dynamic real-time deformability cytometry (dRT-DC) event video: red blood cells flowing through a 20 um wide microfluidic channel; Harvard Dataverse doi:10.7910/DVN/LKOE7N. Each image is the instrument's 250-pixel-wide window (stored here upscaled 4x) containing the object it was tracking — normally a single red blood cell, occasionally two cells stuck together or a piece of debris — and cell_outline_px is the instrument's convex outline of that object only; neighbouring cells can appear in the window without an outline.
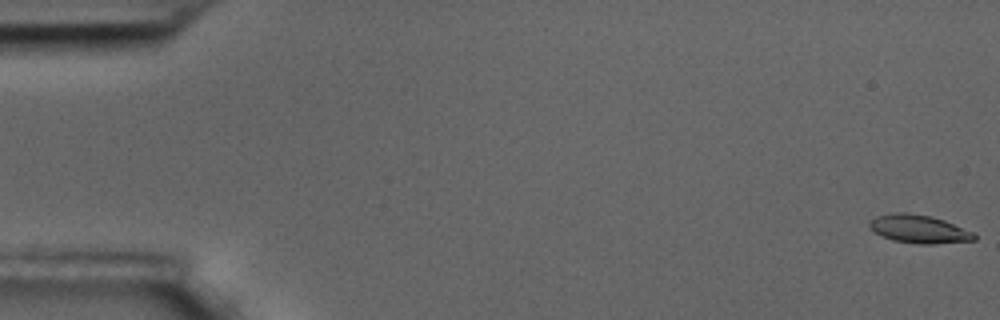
{"species": "common noctule bat (a hibernating species)", "species_latin": "Nyctalus noctula", "temperature_condition": "room temperature", "stored_images_in_passage": 59, "camera_frame_rate_fps": 3000, "um_per_image_px": 0.085, "animal": {"sex": "male", "body_mass_g": 17.5, "forearm_length_mm": 52.3}, "frame": {"image": 1, "passage_image": 1, "time_ms": 0.0, "image_size_px": [1000, 320], "cell_outline_px": [[976, 240], [932, 244], [920, 244], [892, 240], [880, 236], [872, 232], [868, 228], [868, 224], [876, 216], [896, 212], [904, 212], [932, 216], [944, 220], [972, 232], [976, 236]], "centroid_in_image_um": [78.05, 19.47], "position_along_channel_um": 6.9, "area_um2": 17.28}}
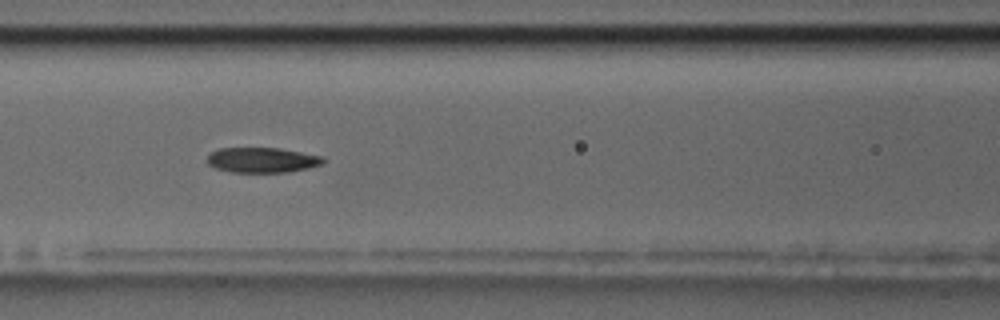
{"frame": {"image": 2, "passage_image": 26, "time_ms": 8.333, "image_size_px": [1000, 320], "cell_outline_px": [[328, 160], [324, 164], [308, 168], [288, 172], [232, 172], [216, 168], [208, 164], [208, 152], [220, 148], [280, 148], [324, 156]], "centroid_in_image_um": [22.34, 13.59], "position_along_channel_um": 144.3, "area_um2": 17.22}}
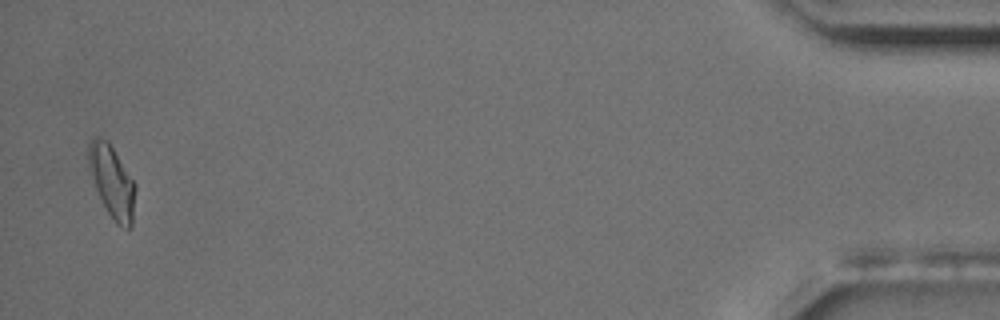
{"frame": {"image": 3, "passage_image": 58, "time_ms": 19.0, "image_size_px": [1000, 320], "cell_outline_px": [[136, 188], [132, 228], [124, 228], [116, 224], [108, 212], [96, 188], [88, 168], [88, 144], [92, 136], [96, 136], [108, 140], [136, 184]], "centroid_in_image_um": [9.53, 15.42], "position_along_channel_um": 425.7, "area_um2": 19.77}, "authors_computed_cell_mechanics": {"area_um2": 17.629, "velocity_mm_per_s": 3.454, "shape_relaxation_time_tau1_ms": 6.6746, "shape_relaxation_time_tau2_ms": 5.9549, "deformation_change_tau1": 0.1789, "deformation_change_tau2": 0.1308}}